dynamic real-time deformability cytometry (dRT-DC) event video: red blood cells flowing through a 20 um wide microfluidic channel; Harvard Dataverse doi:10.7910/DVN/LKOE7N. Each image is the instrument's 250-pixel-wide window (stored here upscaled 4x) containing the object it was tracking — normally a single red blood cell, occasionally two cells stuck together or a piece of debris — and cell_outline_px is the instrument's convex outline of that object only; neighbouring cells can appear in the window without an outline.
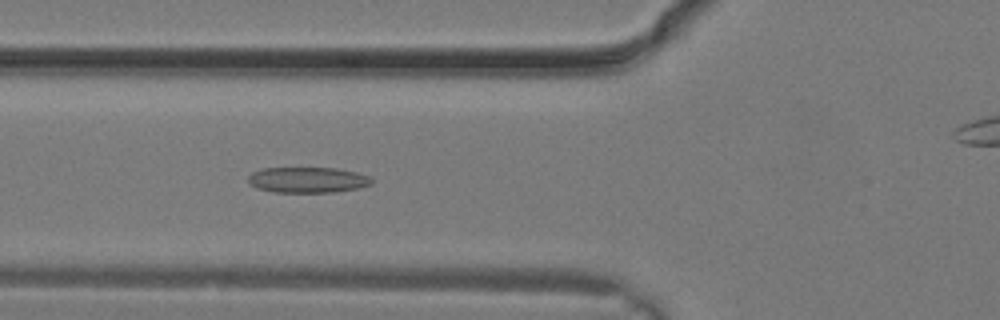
{"species": "common noctule bat (a hibernating species)", "species_latin": "Nyctalus noctula", "temperature_condition": "warm", "stored_images_in_passage": 11, "camera_frame_rate_fps": 3000, "um_per_image_px": 0.085, "animal": {"sex": "male", "body_mass_g": 19.2, "forearm_length_mm": 51.8}, "frame": {"image": 1, "passage_image": 10, "time_ms": 3.0, "image_size_px": [1000, 320], "cell_outline_px": [[372, 184], [360, 188], [336, 192], [276, 192], [256, 188], [248, 180], [248, 176], [252, 172], [264, 168], [336, 168], [356, 172], [372, 176]], "centroid_in_image_um": [26.2, 15.29], "position_along_channel_um": 99.6, "area_um2": 18.55}}